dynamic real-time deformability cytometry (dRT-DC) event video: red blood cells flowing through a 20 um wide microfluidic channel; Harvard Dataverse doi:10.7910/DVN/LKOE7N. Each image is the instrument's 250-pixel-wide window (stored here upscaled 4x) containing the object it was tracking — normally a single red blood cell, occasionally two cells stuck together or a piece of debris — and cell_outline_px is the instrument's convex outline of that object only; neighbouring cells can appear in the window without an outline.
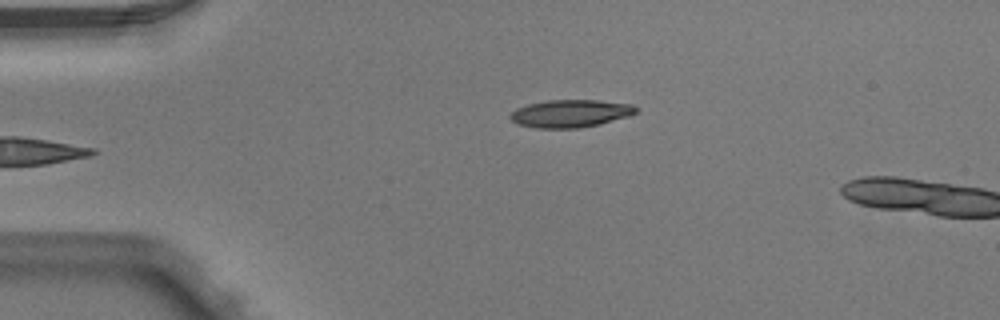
{"species": "Egyptian fruit bat (a non-hibernating species)", "species_latin": "Rousettus aegyptiacus", "temperature_condition": "warm", "stored_images_in_passage": 5, "camera_frame_rate_fps": 3000, "um_per_image_px": 0.085, "animal": {"sex": "male"}, "frame": {"image": 1, "passage_image": 5, "time_ms": 1.333, "image_size_px": [1000, 320], "cell_outline_px": [[640, 108], [636, 112], [628, 116], [600, 124], [580, 128], [536, 128], [516, 124], [508, 116], [516, 108], [528, 104], [548, 100], [596, 100], [632, 104]], "centroid_in_image_um": [48.48, 9.65], "position_along_channel_um": 36.5, "area_um2": 20.35}}